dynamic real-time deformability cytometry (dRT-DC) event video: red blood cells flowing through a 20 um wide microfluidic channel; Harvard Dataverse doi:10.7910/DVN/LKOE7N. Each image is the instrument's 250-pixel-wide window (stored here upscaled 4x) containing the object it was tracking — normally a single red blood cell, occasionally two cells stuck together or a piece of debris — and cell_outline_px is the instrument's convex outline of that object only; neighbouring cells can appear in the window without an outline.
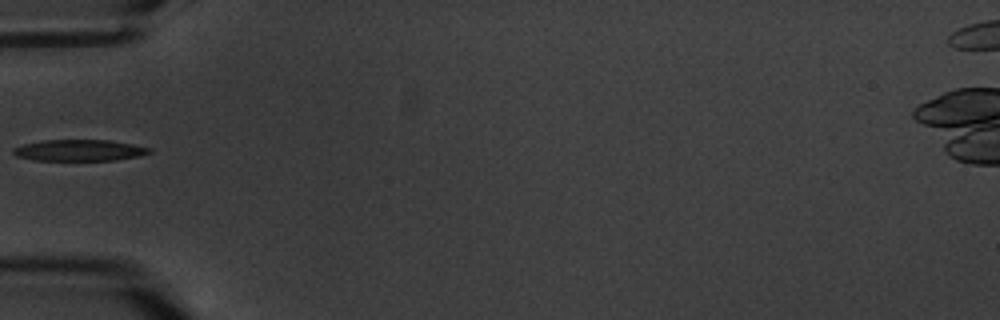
{"species": "common noctule bat (a hibernating species)", "species_latin": "Nyctalus noctula", "temperature_condition": "warm", "stored_images_in_passage": 9, "camera_frame_rate_fps": 3000, "um_per_image_px": 0.085, "animal": {"sex": "male", "body_mass_g": 20.1, "forearm_length_mm": 53.5}, "frame": {"image": 1, "passage_image": 1, "time_ms": 0.0, "image_size_px": [1000, 320], "cell_outline_px": [[152, 152], [140, 156], [116, 160], [32, 160], [16, 156], [12, 152], [12, 148], [24, 144], [44, 140], [108, 140], [132, 144], [152, 148]], "centroid_in_image_um": [6.75, 12.78], "position_along_channel_um": 78.3, "area_um2": 16.94}}
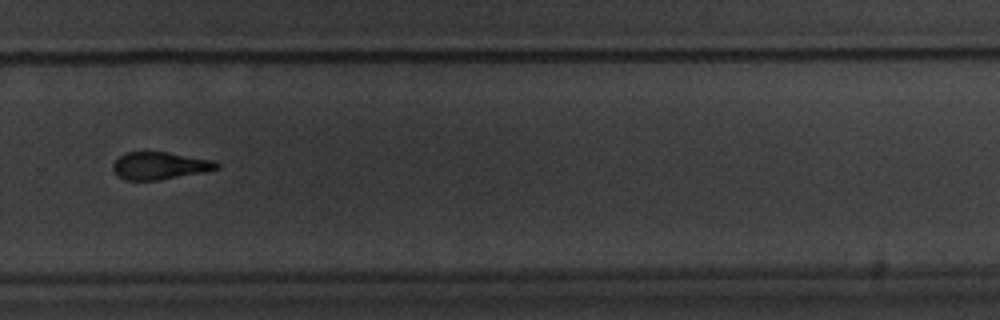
{"frame": {"image": 2, "passage_image": 7, "time_ms": 7.0, "image_size_px": [1000, 320], "cell_outline_px": [[220, 168], [204, 172], [160, 180], [124, 180], [112, 168], [112, 164], [124, 152], [168, 152], [212, 160], [220, 164]], "centroid_in_image_um": [13.59, 14.08], "position_along_channel_um": 316.2, "area_um2": 16.53}}
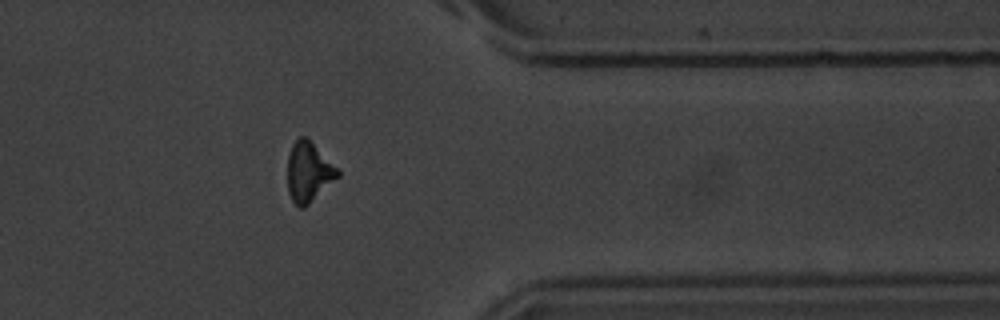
{"frame": {"image": 3, "passage_image": 9, "time_ms": 9.333, "image_size_px": [1000, 320], "cell_outline_px": [[340, 176], [304, 208], [300, 208], [292, 200], [288, 192], [288, 156], [292, 144], [300, 136], [304, 136], [340, 168]], "centroid_in_image_um": [26.26, 14.63], "position_along_channel_um": 385.1, "area_um2": 17.51}}